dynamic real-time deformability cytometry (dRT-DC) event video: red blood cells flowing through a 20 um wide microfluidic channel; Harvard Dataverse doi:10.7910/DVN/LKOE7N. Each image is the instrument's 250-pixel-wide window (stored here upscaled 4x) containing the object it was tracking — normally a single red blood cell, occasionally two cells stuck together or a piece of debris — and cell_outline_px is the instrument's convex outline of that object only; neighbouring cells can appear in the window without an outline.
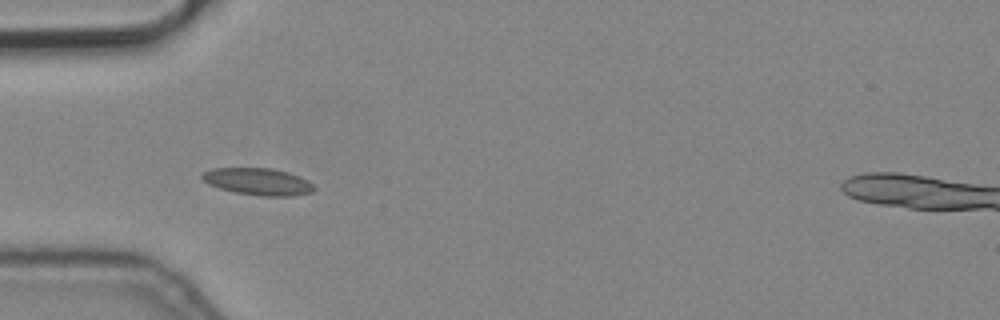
{"species": "common noctule bat (a hibernating species)", "species_latin": "Nyctalus noctula", "temperature_condition": "cold", "stored_images_in_passage": 3, "camera_frame_rate_fps": 3000, "um_per_image_px": 0.085, "animal": {"sex": "male", "body_mass_g": 19.2, "forearm_length_mm": 51.8}, "frame": {"image": 1, "passage_image": 3, "time_ms": 0.667, "image_size_px": [1000, 320], "cell_outline_px": [[316, 188], [312, 192], [292, 196], [260, 196], [236, 192], [220, 188], [208, 184], [200, 176], [204, 172], [212, 168], [272, 168], [288, 172], [300, 176], [308, 180]], "centroid_in_image_um": [21.96, 15.43], "position_along_channel_um": 63.0, "area_um2": 17.63}}